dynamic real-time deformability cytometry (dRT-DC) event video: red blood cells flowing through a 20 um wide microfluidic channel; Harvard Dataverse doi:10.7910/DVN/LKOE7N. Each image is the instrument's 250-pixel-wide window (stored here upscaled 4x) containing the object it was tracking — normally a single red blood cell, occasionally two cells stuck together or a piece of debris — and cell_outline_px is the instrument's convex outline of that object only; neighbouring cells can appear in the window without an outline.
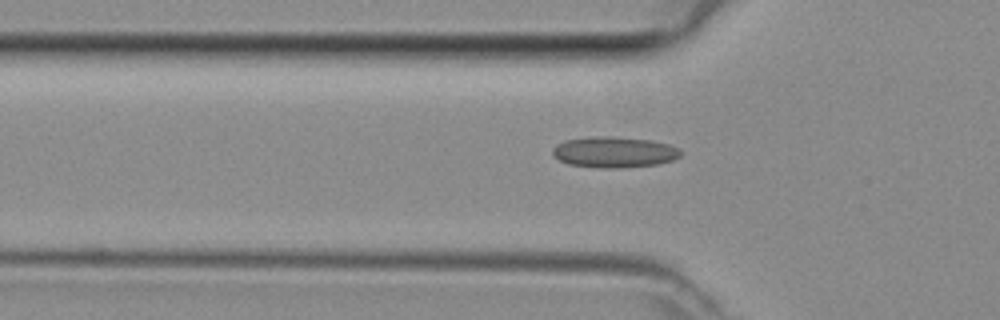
{"species": "common noctule bat (a hibernating species)", "species_latin": "Nyctalus noctula", "temperature_condition": "room temperature", "stored_images_in_passage": 25, "camera_frame_rate_fps": 3000, "um_per_image_px": 0.085, "animal": {"sex": "female", "body_mass_g": 29.2, "forearm_length_mm": 56.3}, "frame": {"image": 1, "passage_image": 2, "time_ms": 0.333, "image_size_px": [1000, 320], "cell_outline_px": [[680, 156], [672, 160], [656, 164], [620, 168], [596, 168], [568, 164], [552, 156], [552, 148], [556, 144], [564, 140], [596, 136], [612, 136], [652, 140], [668, 144], [680, 148]], "centroid_in_image_um": [52.17, 12.93], "position_along_channel_um": 73.6, "area_um2": 23.24}}
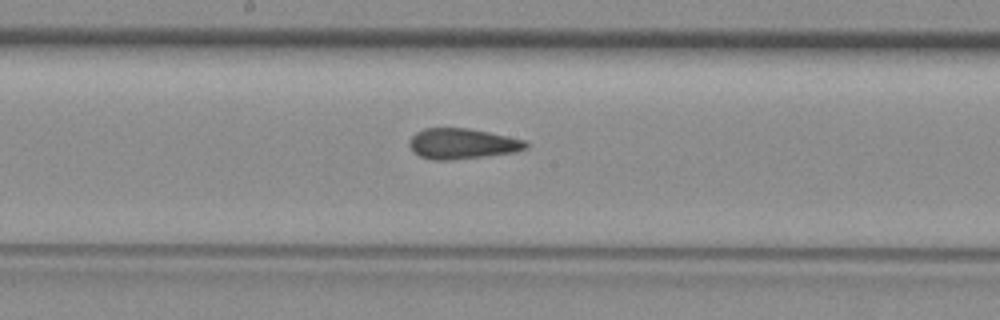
{"frame": {"image": 2, "passage_image": 11, "time_ms": 3.333, "image_size_px": [1000, 320], "cell_outline_px": [[528, 148], [516, 152], [452, 160], [432, 160], [420, 156], [408, 144], [412, 136], [416, 132], [424, 128], [464, 128], [488, 132], [528, 140]], "centroid_in_image_um": [39.33, 12.21], "position_along_channel_um": 208.9, "area_um2": 20.69}}
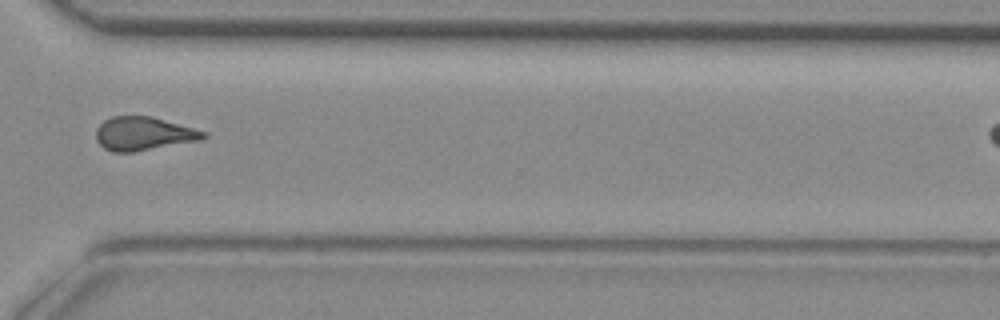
{"frame": {"image": 3, "passage_image": 21, "time_ms": 6.667, "image_size_px": [1000, 320], "cell_outline_px": [[208, 136], [204, 140], [132, 152], [112, 152], [104, 148], [96, 140], [96, 128], [104, 120], [112, 116], [148, 116], [208, 132]], "centroid_in_image_um": [12.21, 11.37], "position_along_channel_um": 358.4, "area_um2": 20.98}}